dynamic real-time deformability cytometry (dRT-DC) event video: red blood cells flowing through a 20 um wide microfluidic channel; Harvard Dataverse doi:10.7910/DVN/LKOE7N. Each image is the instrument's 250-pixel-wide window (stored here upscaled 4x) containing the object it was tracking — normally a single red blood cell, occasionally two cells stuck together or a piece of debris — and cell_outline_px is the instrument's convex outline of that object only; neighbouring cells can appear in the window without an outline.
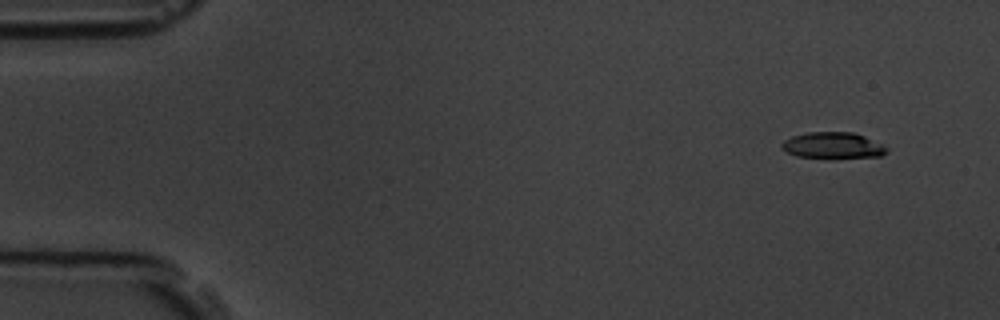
{"species": "common noctule bat (a hibernating species)", "species_latin": "Nyctalus noctula", "temperature_condition": "room temperature", "stored_images_in_passage": 6, "camera_frame_rate_fps": 3000, "um_per_image_px": 0.085, "animal": {"sex": "male", "body_mass_g": 19.5, "forearm_length_mm": 54.6}, "frame": {"image": 1, "passage_image": 1, "time_ms": 0.0, "image_size_px": [1000, 320], "cell_outline_px": [[888, 152], [880, 156], [832, 160], [828, 160], [796, 156], [780, 148], [780, 144], [784, 140], [792, 136], [808, 132], [852, 132], [864, 136], [888, 148]], "centroid_in_image_um": [70.77, 12.4], "position_along_channel_um": 14.2, "area_um2": 16.65}}
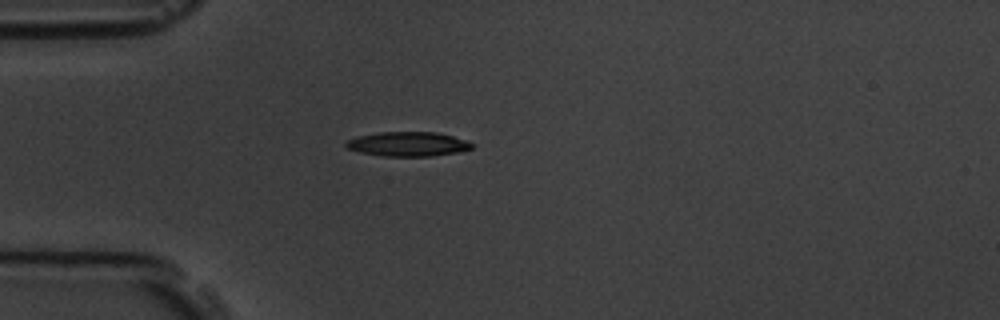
{"frame": {"image": 2, "passage_image": 4, "time_ms": 3.667, "image_size_px": [1000, 320], "cell_outline_px": [[472, 148], [456, 152], [432, 156], [384, 156], [360, 152], [348, 148], [344, 144], [348, 140], [356, 136], [380, 132], [436, 132], [452, 136], [464, 140], [472, 144]], "centroid_in_image_um": [34.63, 12.24], "position_along_channel_um": 50.4, "area_um2": 17.69}}
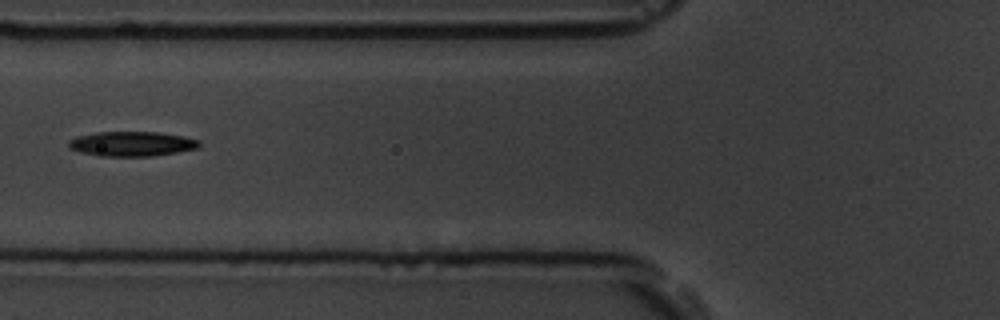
{"frame": {"image": 3, "passage_image": 6, "time_ms": 5.667, "image_size_px": [1000, 320], "cell_outline_px": [[200, 144], [196, 148], [176, 152], [152, 156], [96, 156], [80, 152], [68, 148], [68, 140], [76, 136], [96, 132], [160, 132], [184, 136], [200, 140]], "centroid_in_image_um": [11.15, 12.22], "position_along_channel_um": 114.6, "area_um2": 18.96}}